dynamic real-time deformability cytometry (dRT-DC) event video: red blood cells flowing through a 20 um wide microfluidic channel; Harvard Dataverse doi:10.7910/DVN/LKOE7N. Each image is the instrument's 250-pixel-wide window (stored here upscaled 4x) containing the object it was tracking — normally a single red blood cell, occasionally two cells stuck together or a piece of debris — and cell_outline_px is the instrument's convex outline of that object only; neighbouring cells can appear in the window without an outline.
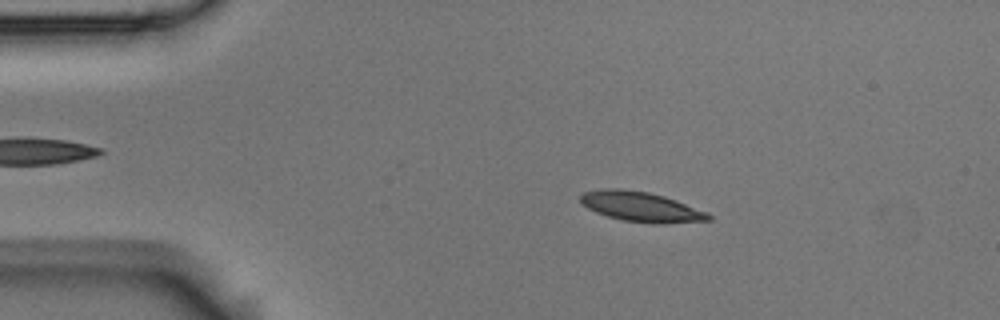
{"species": "Egyptian fruit bat (a non-hibernating species)", "species_latin": "Rousettus aegyptiacus", "temperature_condition": "room temperature", "stored_images_in_passage": 53, "camera_frame_rate_fps": 3000, "um_per_image_px": 0.085, "animal": {"sex": "male"}, "frame": {"image": 1, "passage_image": 9, "time_ms": 2.667, "image_size_px": [1000, 320], "cell_outline_px": [[712, 220], [660, 224], [652, 224], [624, 220], [608, 216], [596, 212], [588, 208], [580, 200], [580, 196], [584, 192], [600, 188], [620, 188], [648, 192], [664, 196], [676, 200], [708, 212], [712, 216]], "centroid_in_image_um": [54.51, 17.57], "position_along_channel_um": 30.5, "area_um2": 22.37}}
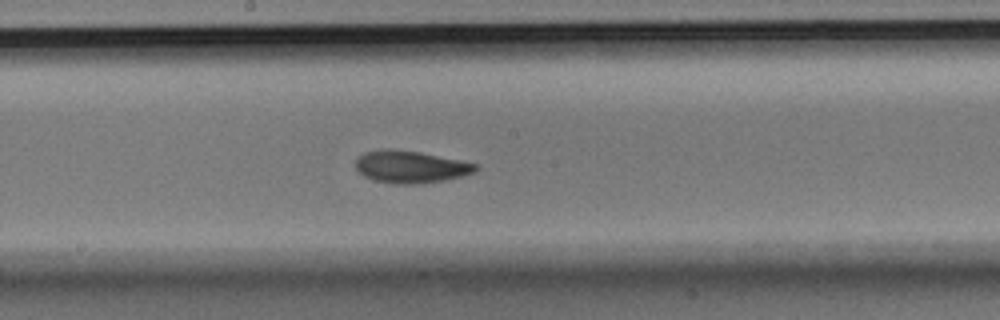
{"frame": {"image": 2, "passage_image": 28, "time_ms": 9.0, "image_size_px": [1000, 320], "cell_outline_px": [[480, 168], [476, 172], [464, 176], [444, 180], [420, 184], [396, 184], [372, 180], [364, 176], [356, 168], [356, 156], [364, 152], [384, 148], [388, 148], [420, 152], [460, 160], [476, 164]], "centroid_in_image_um": [34.9, 14.18], "position_along_channel_um": 213.3, "area_um2": 22.83}}
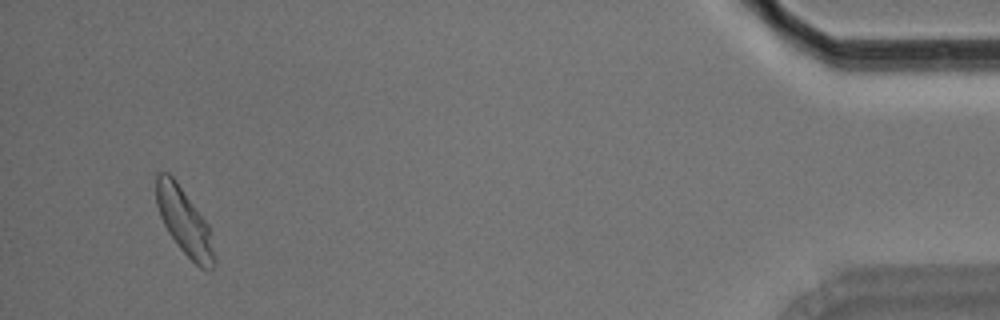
{"frame": {"image": 3, "passage_image": 51, "time_ms": 16.667, "image_size_px": [1000, 320], "cell_outline_px": [[216, 264], [212, 268], [200, 268], [180, 248], [168, 232], [160, 216], [156, 204], [156, 176], [160, 172], [168, 172], [176, 180], [208, 224], [216, 260]], "centroid_in_image_um": [15.66, 18.82], "position_along_channel_um": 419.5, "area_um2": 22.2}, "authors_computed_cell_mechanics": {"area_um2": 21.9062, "velocity_mm_per_s": 3.6712, "shape_relaxation_time_tau1_ms": 3.1441, "shape_relaxation_time_tau2_ms": 2.1825, "deformation_change_tau1": 0.1187, "deformation_change_tau2": 0.0718}}